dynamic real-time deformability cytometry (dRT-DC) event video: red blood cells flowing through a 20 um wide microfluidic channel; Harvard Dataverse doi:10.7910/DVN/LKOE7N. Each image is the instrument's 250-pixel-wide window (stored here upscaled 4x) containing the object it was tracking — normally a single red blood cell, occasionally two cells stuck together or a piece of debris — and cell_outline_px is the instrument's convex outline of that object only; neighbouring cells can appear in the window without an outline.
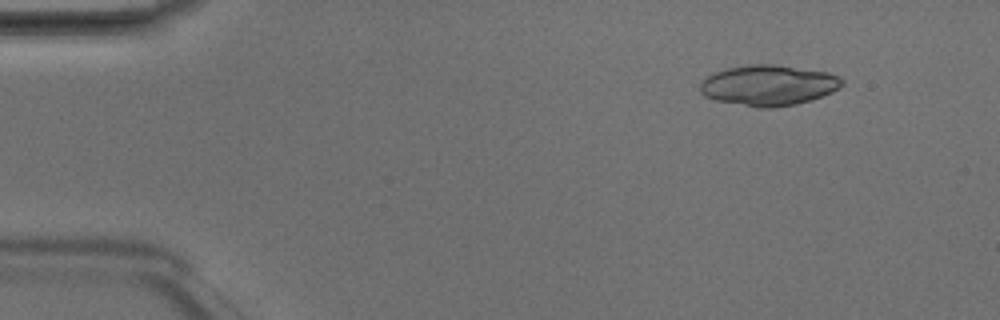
{"species": "Egyptian fruit bat (a non-hibernating species)", "species_latin": "Rousettus aegyptiacus", "temperature_condition": "room temperature", "stored_images_in_passage": 6, "camera_frame_rate_fps": 3000, "um_per_image_px": 0.085, "animal": {"sex": "male"}, "frame": {"image": 1, "passage_image": 2, "time_ms": 0.333, "image_size_px": [1000, 320], "cell_outline_px": [[844, 84], [832, 92], [812, 100], [796, 104], [772, 108], [756, 108], [716, 100], [704, 96], [700, 92], [700, 80], [716, 72], [728, 68], [748, 64], [776, 64], [828, 72], [840, 76], [844, 80]], "centroid_in_image_um": [65.33, 7.25], "position_along_channel_um": 19.7, "area_um2": 33.87}}